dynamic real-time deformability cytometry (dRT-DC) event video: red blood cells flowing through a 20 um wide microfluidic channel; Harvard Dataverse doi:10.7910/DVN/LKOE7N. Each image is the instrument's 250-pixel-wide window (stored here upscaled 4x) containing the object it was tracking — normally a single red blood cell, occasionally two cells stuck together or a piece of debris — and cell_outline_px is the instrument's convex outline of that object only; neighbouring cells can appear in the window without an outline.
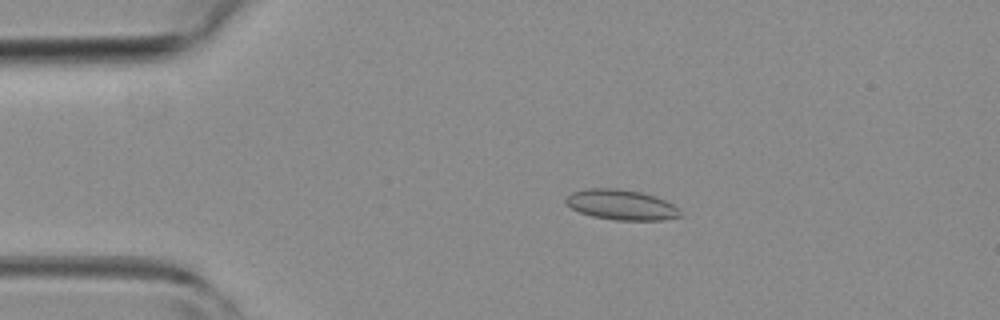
{"species": "common noctule bat (a hibernating species)", "species_latin": "Nyctalus noctula", "temperature_condition": "room temperature", "stored_images_in_passage": 3, "camera_frame_rate_fps": 3000, "um_per_image_px": 0.085, "animal": {"sex": "female", "body_mass_g": 19.3, "forearm_length_mm": 54.1}, "frame": {"image": 1, "passage_image": 2, "time_ms": 1.333, "image_size_px": [1000, 320], "cell_outline_px": [[684, 216], [664, 220], [616, 220], [592, 216], [580, 212], [572, 208], [564, 200], [564, 196], [572, 192], [588, 188], [616, 188], [640, 192], [656, 196], [672, 204]], "centroid_in_image_um": [52.8, 17.4], "position_along_channel_um": 32.2, "area_um2": 20.17}}
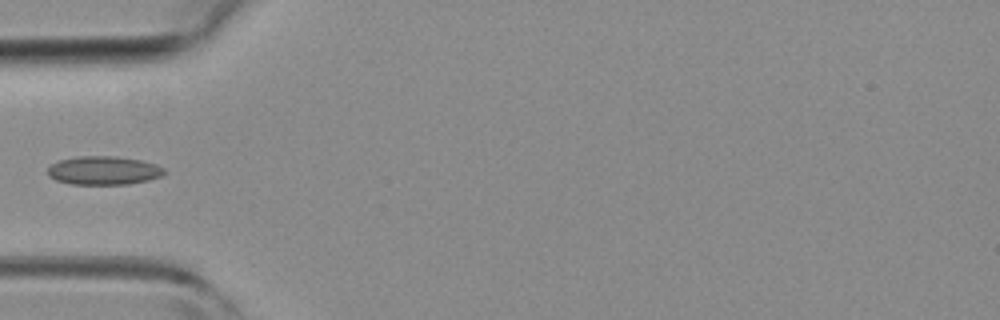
{"frame": {"image": 2, "passage_image": 3, "time_ms": 3.333, "image_size_px": [1000, 320], "cell_outline_px": [[168, 172], [160, 176], [148, 180], [128, 184], [72, 184], [56, 180], [48, 176], [48, 168], [52, 164], [60, 160], [76, 156], [116, 156], [140, 160], [156, 164], [164, 168]], "centroid_in_image_um": [8.82, 14.49], "position_along_channel_um": 76.2, "area_um2": 19.42}}